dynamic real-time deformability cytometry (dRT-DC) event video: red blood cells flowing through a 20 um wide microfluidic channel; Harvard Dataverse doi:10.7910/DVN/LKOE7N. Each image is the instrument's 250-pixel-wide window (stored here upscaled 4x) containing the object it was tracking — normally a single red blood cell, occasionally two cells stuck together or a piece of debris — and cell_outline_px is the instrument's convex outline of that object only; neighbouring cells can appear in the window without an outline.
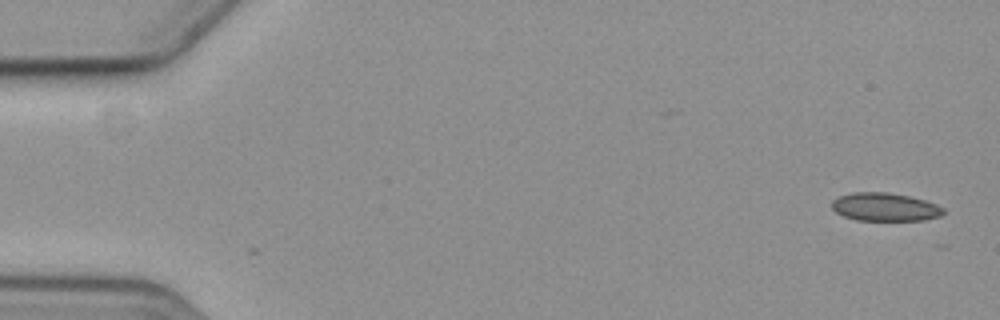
{"species": "common noctule bat (a hibernating species)", "species_latin": "Nyctalus noctula", "temperature_condition": "cold", "stored_images_in_passage": 4, "camera_frame_rate_fps": 3000, "um_per_image_px": 0.085, "animal": {"sex": "female", "body_mass_g": 19.3, "forearm_length_mm": 54.1}, "frame": {"image": 1, "passage_image": 1, "time_ms": 0.0, "image_size_px": [1000, 320], "cell_outline_px": [[944, 212], [940, 216], [924, 220], [856, 220], [844, 216], [836, 212], [832, 208], [832, 200], [840, 196], [852, 192], [888, 192], [908, 196], [924, 200], [936, 204], [944, 208]], "centroid_in_image_um": [75.21, 17.59], "position_along_channel_um": 9.8, "area_um2": 18.26}}
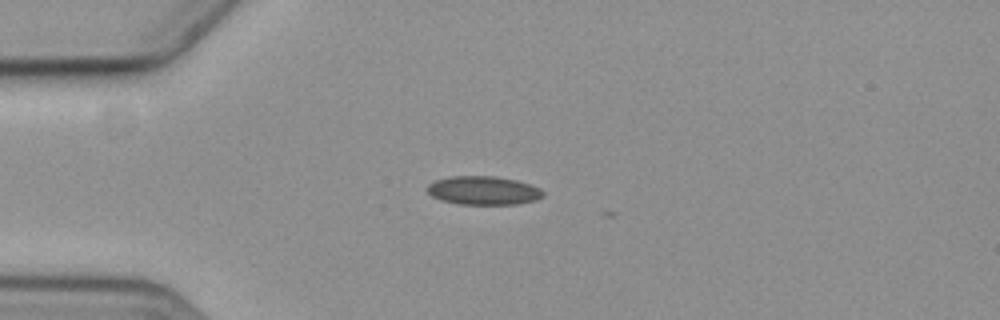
{"frame": {"image": 2, "passage_image": 4, "time_ms": 4.333, "image_size_px": [1000, 320], "cell_outline_px": [[544, 196], [536, 200], [516, 204], [456, 204], [440, 200], [432, 196], [428, 192], [428, 184], [436, 180], [452, 176], [496, 176], [516, 180], [540, 188], [544, 192]], "centroid_in_image_um": [41.09, 16.19], "position_along_channel_um": 43.9, "area_um2": 19.31}}